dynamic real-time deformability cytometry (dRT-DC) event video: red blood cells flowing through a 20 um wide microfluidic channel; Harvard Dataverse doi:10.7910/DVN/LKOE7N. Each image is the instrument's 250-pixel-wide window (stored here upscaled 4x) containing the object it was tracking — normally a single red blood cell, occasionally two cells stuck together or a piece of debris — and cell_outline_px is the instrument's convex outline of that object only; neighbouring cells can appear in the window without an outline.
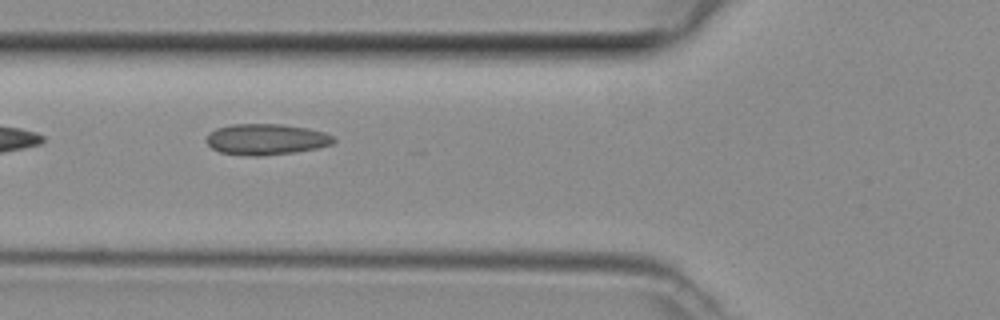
{"species": "common noctule bat (a hibernating species)", "species_latin": "Nyctalus noctula", "temperature_condition": "room temperature", "stored_images_in_passage": 29, "camera_frame_rate_fps": 3000, "um_per_image_px": 0.085, "animal": {"sex": "female", "body_mass_g": 29.2, "forearm_length_mm": 56.3}, "frame": {"image": 1, "passage_image": 4, "time_ms": 1.0, "image_size_px": [1000, 320], "cell_outline_px": [[336, 140], [332, 144], [316, 148], [296, 152], [260, 156], [252, 156], [220, 152], [212, 148], [204, 140], [208, 132], [216, 128], [232, 124], [280, 124], [308, 128], [324, 132], [332, 136]], "centroid_in_image_um": [22.59, 11.84], "position_along_channel_um": 103.2, "area_um2": 23.06}}
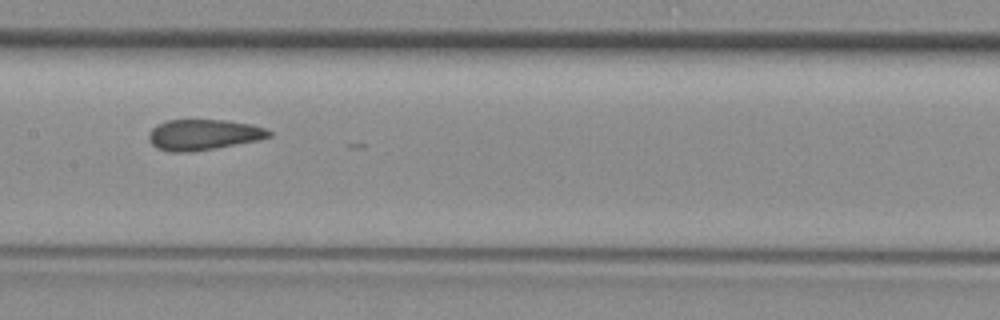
{"frame": {"image": 2, "passage_image": 10, "time_ms": 3.0, "image_size_px": [1000, 320], "cell_outline_px": [[272, 136], [256, 140], [216, 148], [192, 152], [168, 152], [156, 148], [148, 140], [148, 132], [156, 124], [168, 120], [224, 120], [252, 124], [264, 128], [272, 132]], "centroid_in_image_um": [17.24, 11.45], "position_along_channel_um": 190.2, "area_um2": 21.62}}
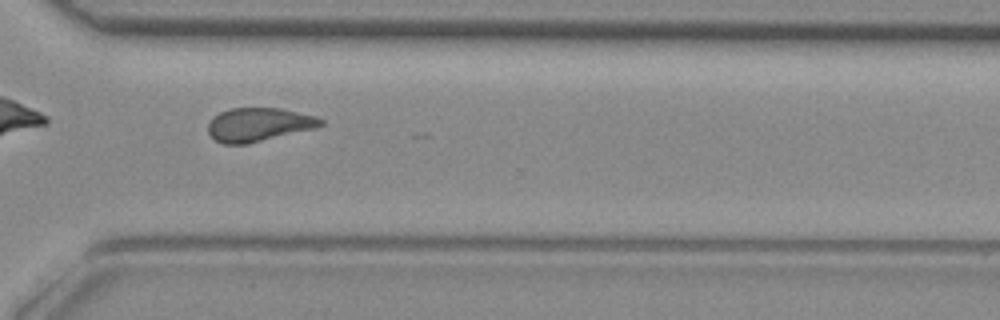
{"frame": {"image": 3, "passage_image": 21, "time_ms": 6.667, "image_size_px": [1000, 320], "cell_outline_px": [[324, 124], [316, 128], [248, 144], [224, 144], [216, 140], [208, 132], [208, 124], [212, 116], [220, 112], [232, 108], [280, 108], [316, 116], [324, 120]], "centroid_in_image_um": [22.0, 10.59], "position_along_channel_um": 348.6, "area_um2": 22.14}}